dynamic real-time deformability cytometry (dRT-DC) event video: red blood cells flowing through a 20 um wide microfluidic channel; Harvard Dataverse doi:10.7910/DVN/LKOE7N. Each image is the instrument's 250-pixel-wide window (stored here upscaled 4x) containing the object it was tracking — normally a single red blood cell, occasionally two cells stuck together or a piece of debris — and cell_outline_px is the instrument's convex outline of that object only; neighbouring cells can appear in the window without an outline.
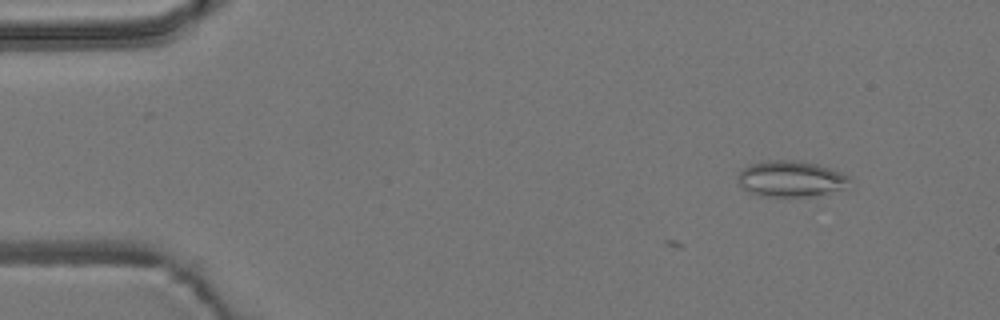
{"species": "common noctule bat (a hibernating species)", "species_latin": "Nyctalus noctula", "temperature_condition": "room temperature", "stored_images_in_passage": 3, "camera_frame_rate_fps": 3000, "um_per_image_px": 0.085, "animal": {"sex": "male", "body_mass_g": 19.2, "forearm_length_mm": 51.8}, "frame": {"image": 1, "passage_image": 3, "time_ms": 0.667, "image_size_px": [1000, 320], "cell_outline_px": [[852, 180], [844, 188], [812, 196], [764, 196], [752, 192], [744, 188], [736, 180], [736, 176], [748, 164], [764, 160], [800, 160], [816, 164], [840, 172], [848, 176]], "centroid_in_image_um": [67.19, 15.18], "position_along_channel_um": 17.8, "area_um2": 23.29}}